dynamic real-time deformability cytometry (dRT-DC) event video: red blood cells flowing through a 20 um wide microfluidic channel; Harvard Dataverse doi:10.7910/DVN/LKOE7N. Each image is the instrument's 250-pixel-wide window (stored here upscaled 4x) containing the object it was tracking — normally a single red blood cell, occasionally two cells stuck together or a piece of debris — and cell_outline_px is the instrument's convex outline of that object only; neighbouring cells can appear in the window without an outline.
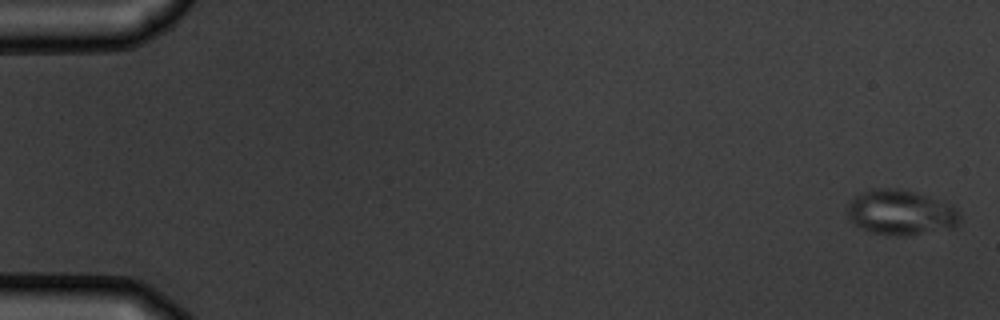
{"species": "common noctule bat (a hibernating species)", "species_latin": "Nyctalus noctula", "temperature_condition": "warm", "stored_images_in_passage": 9, "camera_frame_rate_fps": 3000, "um_per_image_px": 0.085, "animal": {"sex": "male", "body_mass_g": 19.5, "forearm_length_mm": 54.6}, "frame": {"image": 1, "passage_image": 1, "time_ms": 0.0, "image_size_px": [1000, 320], "cell_outline_px": [[960, 220], [952, 228], [904, 236], [896, 236], [872, 232], [856, 224], [848, 216], [848, 204], [860, 192], [872, 188], [896, 188], [916, 192], [952, 204], [960, 212]], "centroid_in_image_um": [76.6, 18.04], "position_along_channel_um": 8.4, "area_um2": 29.48}}